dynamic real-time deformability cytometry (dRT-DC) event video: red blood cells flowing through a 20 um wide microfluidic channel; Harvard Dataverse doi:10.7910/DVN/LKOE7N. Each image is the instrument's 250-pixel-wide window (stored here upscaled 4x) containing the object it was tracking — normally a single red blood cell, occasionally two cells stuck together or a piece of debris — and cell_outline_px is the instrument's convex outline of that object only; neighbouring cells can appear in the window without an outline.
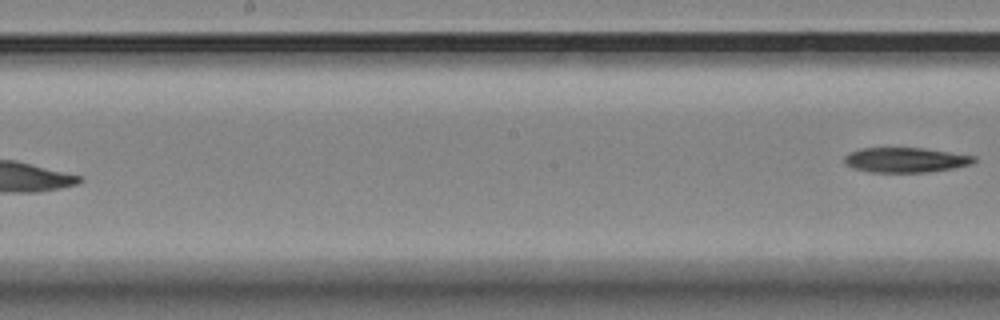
{"species": "Egyptian fruit bat (a non-hibernating species)", "species_latin": "Rousettus aegyptiacus", "temperature_condition": "room temperature", "stored_images_in_passage": 8, "segment_of_instrument_passage": [2, 2], "camera_frame_rate_fps": 3000, "um_per_image_px": 0.085, "animal": {"sex": "female"}, "frame": {"image": 1, "passage_image": 8, "time_ms": 2.333, "image_size_px": [1000, 320], "cell_outline_px": [[976, 160], [972, 164], [952, 168], [928, 172], [868, 172], [852, 168], [844, 164], [844, 156], [848, 152], [860, 148], [924, 148], [976, 156]], "centroid_in_image_um": [76.93, 13.59], "position_along_channel_um": 171.3, "area_um2": 18.96}}